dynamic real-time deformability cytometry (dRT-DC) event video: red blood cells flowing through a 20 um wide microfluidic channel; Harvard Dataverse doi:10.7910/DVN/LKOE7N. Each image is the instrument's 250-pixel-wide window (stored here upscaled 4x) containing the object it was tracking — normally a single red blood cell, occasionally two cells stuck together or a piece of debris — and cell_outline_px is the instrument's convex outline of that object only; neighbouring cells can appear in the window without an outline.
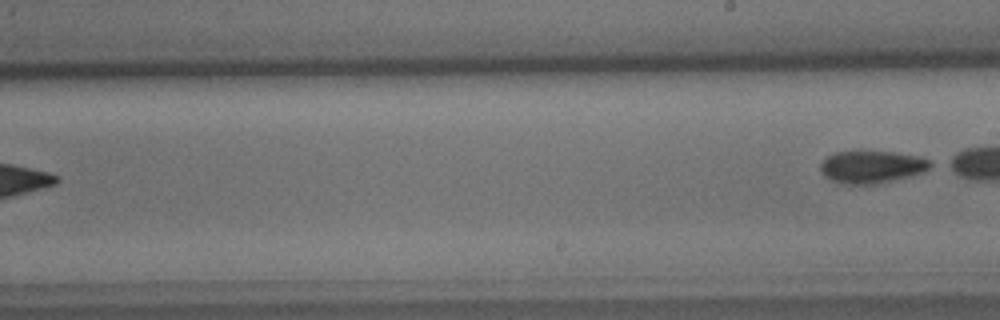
{"species": "common noctule bat (a hibernating species)", "species_latin": "Nyctalus noctula", "temperature_condition": "cold", "stored_images_in_passage": 8, "segment_of_instrument_passage": [2, 2], "camera_frame_rate_fps": 3000, "um_per_image_px": 0.085, "animal": {"sex": "male", "body_mass_g": 15.6}, "frame": {"image": 1, "passage_image": 8, "time_ms": 9.333, "image_size_px": [1000, 320], "cell_outline_px": [[936, 164], [924, 172], [892, 180], [872, 184], [844, 184], [832, 180], [824, 176], [820, 168], [820, 164], [828, 156], [836, 152], [864, 148], [920, 156], [932, 160]], "centroid_in_image_um": [74.13, 14.13], "position_along_channel_um": 214.9, "area_um2": 21.44}}